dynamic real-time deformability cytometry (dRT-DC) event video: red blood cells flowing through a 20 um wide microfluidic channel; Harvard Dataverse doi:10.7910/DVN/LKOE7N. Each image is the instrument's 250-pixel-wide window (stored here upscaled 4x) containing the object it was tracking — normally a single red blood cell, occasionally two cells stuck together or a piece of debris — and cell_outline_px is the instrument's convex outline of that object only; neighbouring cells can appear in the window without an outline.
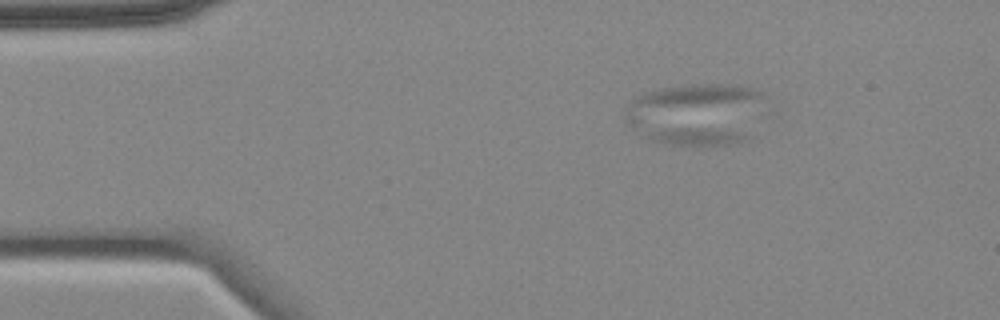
{"species": "common noctule bat (a hibernating species)", "species_latin": "Nyctalus noctula", "temperature_condition": "cold", "stored_images_in_passage": 3, "camera_frame_rate_fps": 3000, "um_per_image_px": 0.085, "animal": {"sex": "female", "body_mass_g": 18.4}, "frame": {"image": 1, "passage_image": 1, "time_ms": 0.0, "image_size_px": [1000, 320], "cell_outline_px": [[764, 92], [744, 140], [728, 144], [672, 144], [652, 140], [640, 136], [624, 124], [624, 108], [632, 100], [648, 92], [660, 88], [684, 84], [736, 84]], "centroid_in_image_um": [59.0, 9.67], "position_along_channel_um": 26.0, "area_um2": 49.77}}